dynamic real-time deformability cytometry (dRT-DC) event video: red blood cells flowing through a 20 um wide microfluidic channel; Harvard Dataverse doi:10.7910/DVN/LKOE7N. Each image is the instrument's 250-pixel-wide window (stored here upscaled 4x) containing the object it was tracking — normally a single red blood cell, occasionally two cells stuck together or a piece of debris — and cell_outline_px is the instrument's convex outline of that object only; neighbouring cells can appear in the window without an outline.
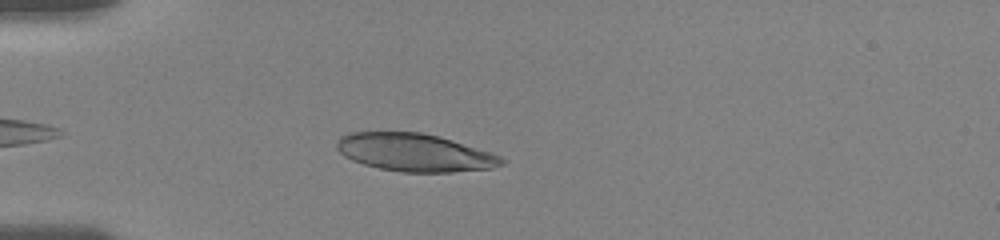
{"species": "human", "species_latin": "Homo sapiens", "temperature_condition": "room temperature", "stored_images_in_passage": 24, "camera_frame_rate_fps": 3000, "um_per_image_px": 0.085, "donor": {"sex": "female"}, "frame": {"image": 1, "passage_image": 4, "time_ms": 1.0, "image_size_px": [1000, 240], "cell_outline_px": [[508, 160], [504, 164], [492, 168], [452, 172], [400, 172], [380, 168], [364, 164], [352, 160], [344, 156], [336, 148], [336, 140], [340, 136], [352, 132], [420, 132], [452, 140], [492, 152]], "centroid_in_image_um": [35.26, 12.96], "position_along_channel_um": 49.7, "area_um2": 36.41}}
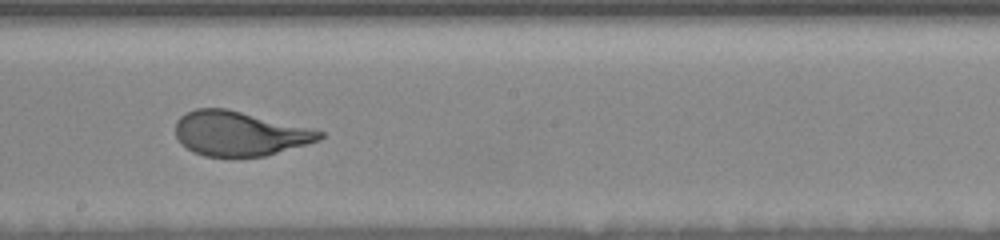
{"frame": {"image": 2, "passage_image": 13, "time_ms": 6.333, "image_size_px": [1000, 240], "cell_outline_px": [[324, 136], [320, 140], [308, 144], [264, 156], [204, 156], [192, 152], [180, 144], [176, 136], [176, 120], [180, 116], [196, 108], [224, 108], [308, 128], [324, 132]], "centroid_in_image_um": [20.31, 11.36], "position_along_channel_um": 227.9, "area_um2": 36.99}}
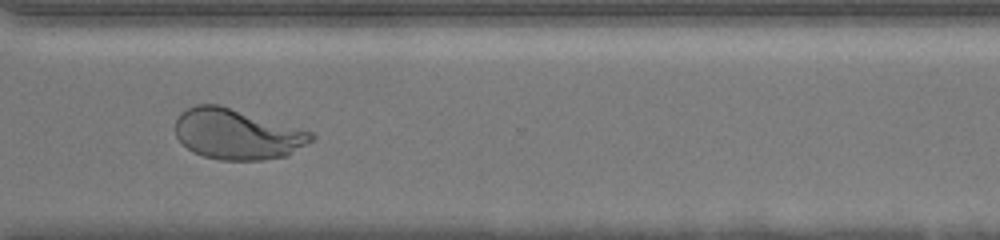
{"frame": {"image": 3, "passage_image": 19, "time_ms": 9.667, "image_size_px": [1000, 240], "cell_outline_px": [[316, 136], [308, 144], [288, 156], [264, 160], [220, 160], [204, 156], [192, 152], [176, 136], [176, 120], [180, 112], [196, 104], [220, 104], [312, 132]], "centroid_in_image_um": [20.17, 11.4], "position_along_channel_um": 350.4, "area_um2": 40.11}, "authors_computed_cell_mechanics": {"area_um2": 38.2636, "velocity_mm_per_s": 3.7019, "shape_relaxation_time_tau1_ms": 3.6691, "shape_relaxation_time_tau2_ms": null, "deformation_change_tau1": 0.1923, "deformation_change_tau2": null}}